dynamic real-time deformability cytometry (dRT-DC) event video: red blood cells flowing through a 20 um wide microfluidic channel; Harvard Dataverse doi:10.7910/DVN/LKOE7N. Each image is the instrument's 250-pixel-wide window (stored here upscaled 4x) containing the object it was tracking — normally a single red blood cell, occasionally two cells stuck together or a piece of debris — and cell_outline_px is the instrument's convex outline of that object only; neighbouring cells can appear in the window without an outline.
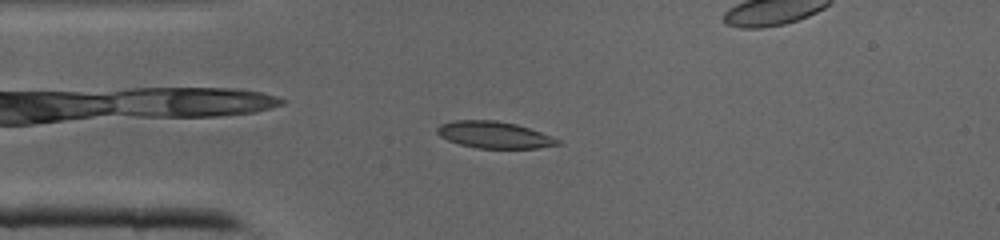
{"species": "common noctule bat (a hibernating species)", "species_latin": "Nyctalus noctula", "temperature_condition": "cold", "stored_images_in_passage": 41, "camera_frame_rate_fps": 3000, "um_per_image_px": 0.085, "animal": {"sex": "male", "body_mass_g": 19.0, "forearm_length_mm": 50.8}, "frame": {"image": 1, "passage_image": 9, "time_ms": 2.667, "image_size_px": [1000, 240], "cell_outline_px": [[560, 144], [536, 148], [476, 148], [460, 144], [448, 140], [440, 136], [436, 132], [436, 128], [440, 124], [456, 120], [496, 120], [516, 124], [540, 132], [560, 140]], "centroid_in_image_um": [41.97, 11.46], "position_along_channel_um": 43.0, "area_um2": 18.61}}
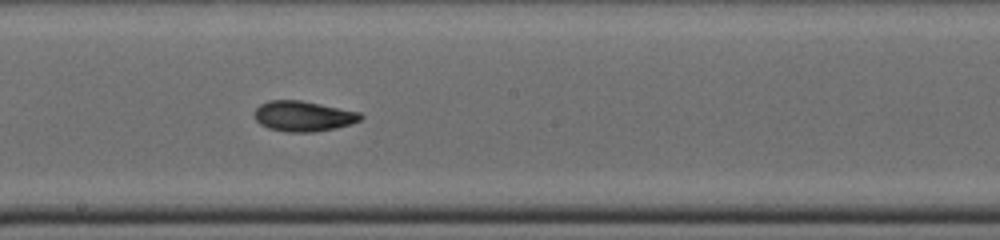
{"frame": {"image": 2, "passage_image": 21, "time_ms": 6.667, "image_size_px": [1000, 240], "cell_outline_px": [[364, 116], [360, 120], [348, 124], [316, 132], [288, 132], [268, 128], [260, 124], [256, 120], [256, 108], [260, 104], [268, 100], [300, 100], [360, 112]], "centroid_in_image_um": [25.76, 9.87], "position_along_channel_um": 222.4, "area_um2": 18.55}}
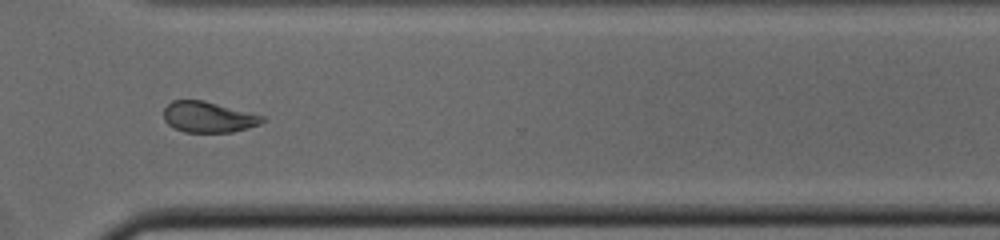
{"frame": {"image": 3, "passage_image": 29, "time_ms": 9.333, "image_size_px": [1000, 240], "cell_outline_px": [[264, 120], [260, 124], [232, 132], [184, 132], [168, 124], [164, 120], [164, 108], [172, 100], [204, 100], [264, 116]], "centroid_in_image_um": [17.69, 9.94], "position_along_channel_um": 352.9, "area_um2": 17.57}}